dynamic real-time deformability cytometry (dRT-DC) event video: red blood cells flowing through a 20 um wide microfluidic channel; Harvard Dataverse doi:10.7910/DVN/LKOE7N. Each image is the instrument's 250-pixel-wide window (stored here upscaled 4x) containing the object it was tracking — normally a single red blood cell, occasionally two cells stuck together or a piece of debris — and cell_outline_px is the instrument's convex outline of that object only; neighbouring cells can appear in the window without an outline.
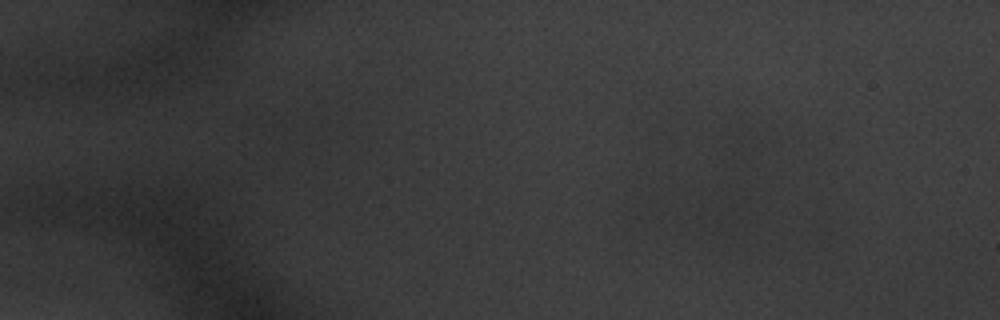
{"species": "common noctule bat (a hibernating species)", "species_latin": "Nyctalus noctula", "temperature_condition": "warm", "stored_images_in_passage": 5, "camera_frame_rate_fps": 3000, "um_per_image_px": 0.085, "animal": {"sex": "male", "body_mass_g": 20.1, "forearm_length_mm": 53.5}, "frame": {"image": 1, "passage_image": 1, "time_ms": 0.0, "image_size_px": [1000, 320], "cell_outline_px": [[752, 196], [748, 220], [744, 224], [724, 240], [712, 236], [696, 216], [696, 208], [712, 200], [740, 188]], "centroid_in_image_um": [61.66, 18.15], "position_along_channel_um": 23.3, "area_um2": 13.24}}